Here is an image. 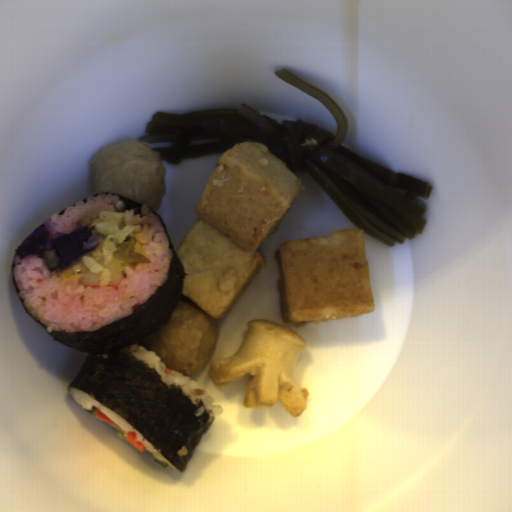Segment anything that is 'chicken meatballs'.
I'll use <instances>...</instances> for the list:
<instances>
[{"instance_id":"2","label":"chicken meatballs","mask_w":512,"mask_h":512,"mask_svg":"<svg viewBox=\"0 0 512 512\" xmlns=\"http://www.w3.org/2000/svg\"><path fill=\"white\" fill-rule=\"evenodd\" d=\"M218 319L180 297L168 322L137 342L154 351L165 368L188 377L205 367L216 344Z\"/></svg>"},{"instance_id":"1","label":"chicken meatballs","mask_w":512,"mask_h":512,"mask_svg":"<svg viewBox=\"0 0 512 512\" xmlns=\"http://www.w3.org/2000/svg\"><path fill=\"white\" fill-rule=\"evenodd\" d=\"M149 143L128 139L103 146L92 160V184L97 192L125 196L155 212L165 195V168Z\"/></svg>"}]
</instances>
